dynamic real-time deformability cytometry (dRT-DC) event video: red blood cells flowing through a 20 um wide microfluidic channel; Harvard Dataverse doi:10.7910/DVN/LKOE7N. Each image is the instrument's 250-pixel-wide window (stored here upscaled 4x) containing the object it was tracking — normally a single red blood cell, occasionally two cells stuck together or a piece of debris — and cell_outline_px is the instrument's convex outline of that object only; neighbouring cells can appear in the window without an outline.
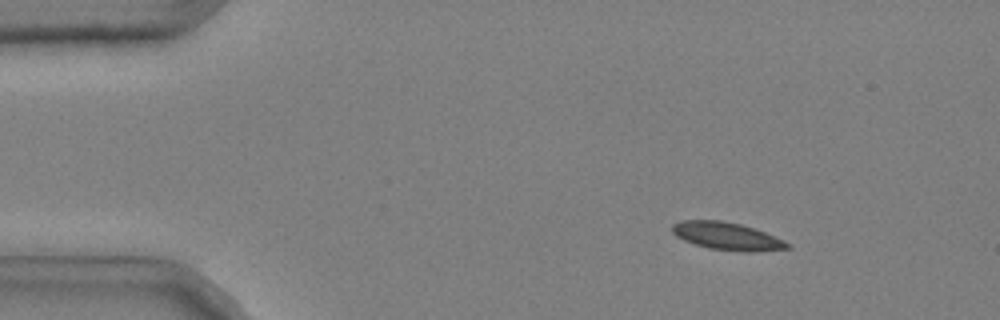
{"species": "common noctule bat (a hibernating species)", "species_latin": "Nyctalus noctula", "temperature_condition": "cold", "stored_images_in_passage": 48, "camera_frame_rate_fps": 3000, "um_per_image_px": 0.085, "animal": {"sex": "male", "body_mass_g": 20.4}, "frame": {"image": 1, "passage_image": 4, "time_ms": 1.0, "image_size_px": [1000, 320], "cell_outline_px": [[792, 248], [752, 252], [744, 252], [708, 248], [684, 240], [676, 236], [672, 232], [672, 224], [680, 220], [720, 220], [740, 224], [764, 232], [784, 240], [792, 244]], "centroid_in_image_um": [61.81, 20.08], "position_along_channel_um": 23.2, "area_um2": 18.55}}
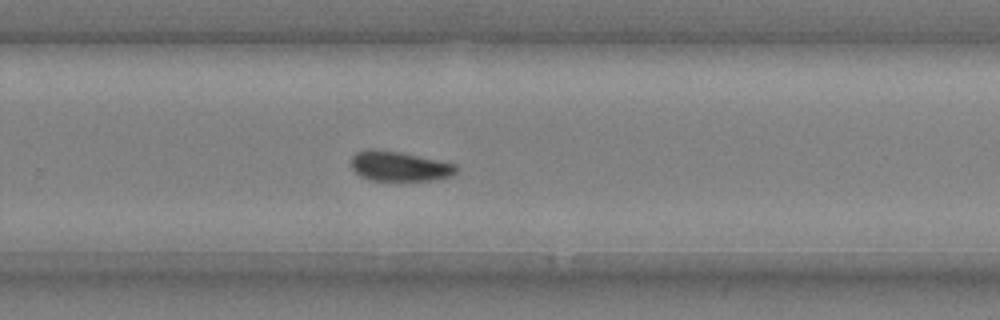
{"frame": {"image": 2, "passage_image": 32, "time_ms": 10.333, "image_size_px": [1000, 320], "cell_outline_px": [[456, 172], [452, 176], [432, 180], [372, 180], [360, 176], [352, 168], [352, 156], [356, 152], [368, 148], [400, 152], [456, 164]], "centroid_in_image_um": [33.93, 14.12], "position_along_channel_um": 295.9, "area_um2": 18.09}}
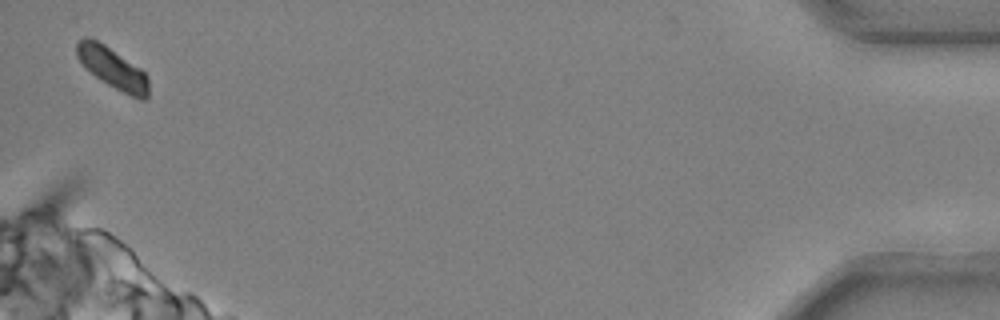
{"frame": {"image": 3, "passage_image": 48, "time_ms": 15.667, "image_size_px": [1000, 320], "cell_outline_px": [[148, 100], [140, 100], [108, 84], [84, 68], [76, 56], [76, 44], [84, 36], [88, 36], [104, 44], [140, 68], [148, 76]], "centroid_in_image_um": [9.55, 5.77], "position_along_channel_um": 425.6, "area_um2": 17.11}}